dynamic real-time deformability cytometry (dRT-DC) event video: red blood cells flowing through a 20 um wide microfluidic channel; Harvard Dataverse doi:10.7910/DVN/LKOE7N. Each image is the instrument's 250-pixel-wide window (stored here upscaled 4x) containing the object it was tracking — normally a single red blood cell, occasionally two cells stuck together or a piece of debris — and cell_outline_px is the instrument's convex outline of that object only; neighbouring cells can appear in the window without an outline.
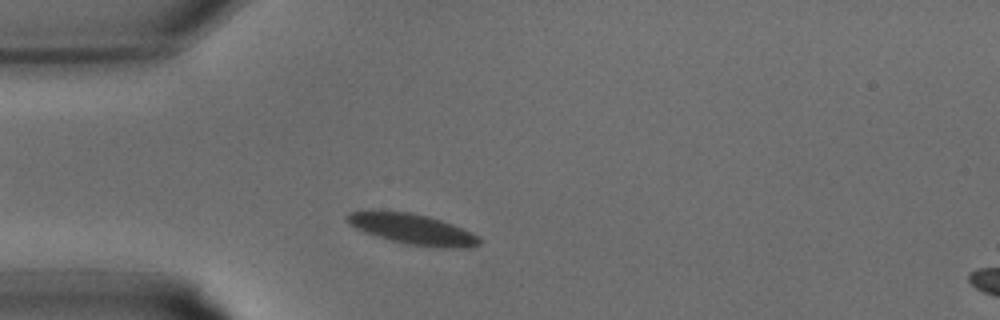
{"species": "common noctule bat (a hibernating species)", "species_latin": "Nyctalus noctula", "temperature_condition": "warm", "stored_images_in_passage": 22, "camera_frame_rate_fps": 3000, "um_per_image_px": 0.085, "animal": {"sex": "male", "body_mass_g": 15.6}, "frame": {"image": 1, "passage_image": 1, "time_ms": 0.0, "image_size_px": [1000, 320], "cell_outline_px": [[480, 244], [472, 248], [440, 248], [408, 244], [392, 240], [364, 232], [356, 228], [344, 220], [344, 216], [348, 212], [408, 212], [428, 216], [452, 224], [472, 232], [480, 236]], "centroid_in_image_um": [35.13, 19.5], "position_along_channel_um": 49.9, "area_um2": 23.24}}
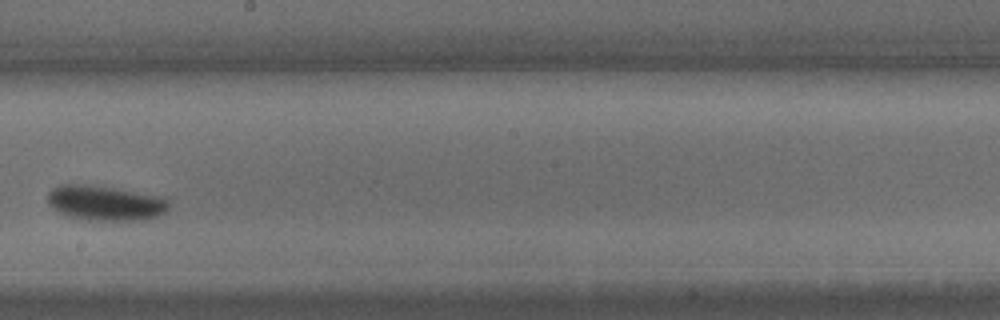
{"frame": {"image": 2, "passage_image": 11, "time_ms": 3.333, "image_size_px": [1000, 320], "cell_outline_px": [[168, 208], [164, 212], [156, 216], [144, 220], [88, 220], [64, 216], [52, 208], [48, 204], [48, 192], [52, 188], [60, 184], [92, 184], [160, 196], [168, 200]], "centroid_in_image_um": [8.88, 17.25], "position_along_channel_um": 239.3, "area_um2": 24.91}}
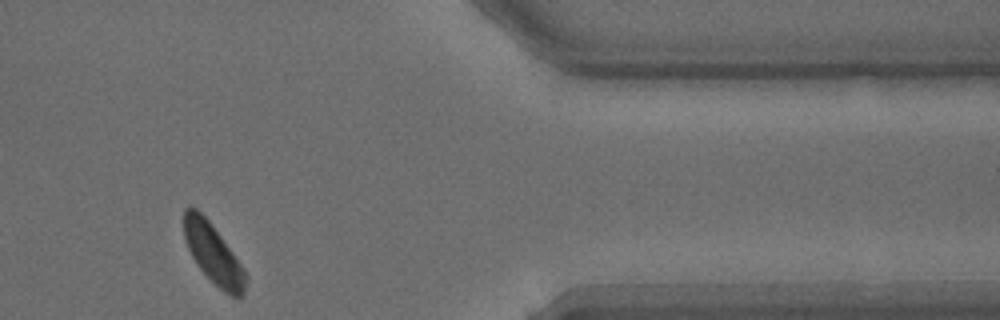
{"frame": {"image": 3, "passage_image": 20, "time_ms": 6.333, "image_size_px": [1000, 320], "cell_outline_px": [[244, 292], [236, 300], [224, 292], [200, 268], [192, 256], [188, 248], [184, 236], [184, 208], [196, 208], [212, 224], [244, 268]], "centroid_in_image_um": [18.11, 21.56], "position_along_channel_um": 393.3, "area_um2": 20.87}}